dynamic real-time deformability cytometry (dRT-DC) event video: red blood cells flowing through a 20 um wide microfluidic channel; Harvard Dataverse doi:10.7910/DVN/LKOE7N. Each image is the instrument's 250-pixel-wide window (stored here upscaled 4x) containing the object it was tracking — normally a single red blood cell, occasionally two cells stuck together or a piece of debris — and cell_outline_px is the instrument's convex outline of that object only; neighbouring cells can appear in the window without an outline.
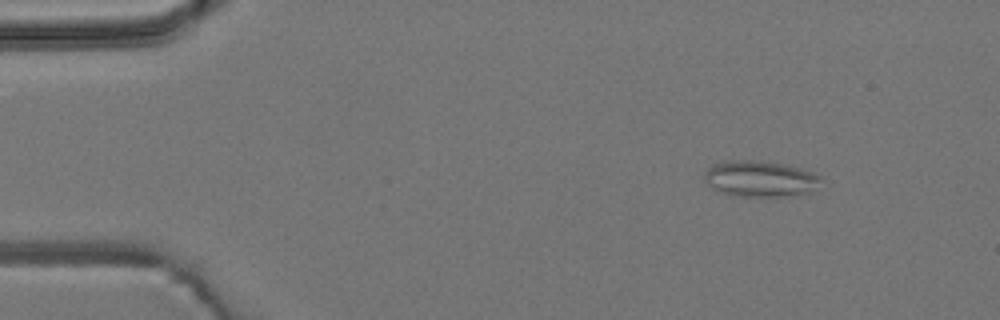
{"species": "common noctule bat (a hibernating species)", "species_latin": "Nyctalus noctula", "temperature_condition": "room temperature", "stored_images_in_passage": 4, "camera_frame_rate_fps": 3000, "um_per_image_px": 0.085, "animal": {"sex": "male", "body_mass_g": 19.2, "forearm_length_mm": 51.8}, "frame": {"image": 1, "passage_image": 2, "time_ms": 1.333, "image_size_px": [1000, 320], "cell_outline_px": [[824, 180], [812, 192], [792, 196], [732, 196], [716, 192], [704, 180], [704, 176], [708, 168], [712, 164], [724, 160], [752, 160], [780, 164], [800, 168], [812, 172], [820, 176]], "centroid_in_image_um": [64.6, 15.21], "position_along_channel_um": 20.4, "area_um2": 24.8}}
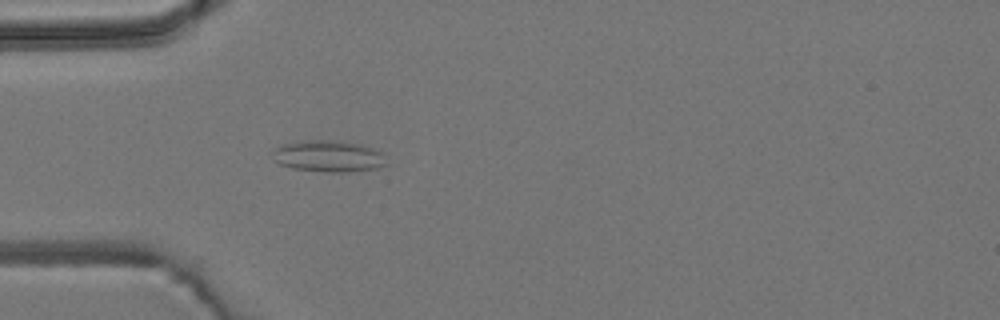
{"frame": {"image": 2, "passage_image": 4, "time_ms": 4.333, "image_size_px": [1000, 320], "cell_outline_px": [[388, 164], [376, 168], [344, 172], [324, 172], [292, 168], [280, 164], [272, 160], [272, 152], [276, 148], [284, 144], [316, 140], [328, 140], [364, 144], [376, 148], [380, 152]], "centroid_in_image_um": [27.93, 13.28], "position_along_channel_um": 57.1, "area_um2": 20.81}}